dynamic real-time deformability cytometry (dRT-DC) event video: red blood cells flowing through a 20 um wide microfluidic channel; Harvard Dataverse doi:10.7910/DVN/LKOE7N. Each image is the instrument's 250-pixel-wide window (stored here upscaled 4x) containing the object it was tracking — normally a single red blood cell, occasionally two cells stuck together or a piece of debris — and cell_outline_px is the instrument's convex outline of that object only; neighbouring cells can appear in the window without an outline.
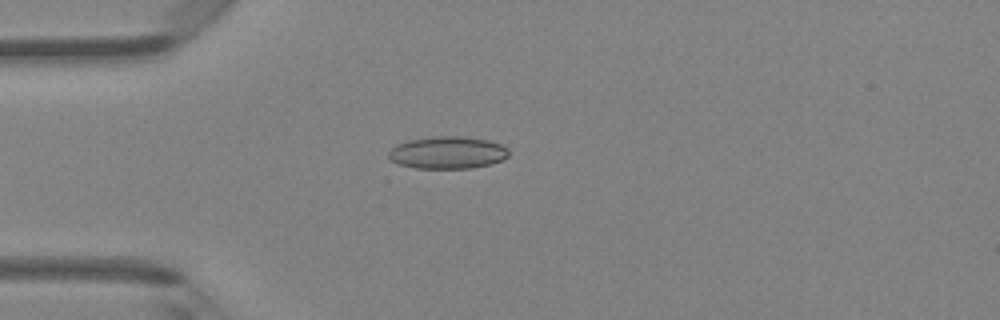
{"species": "Egyptian fruit bat (a non-hibernating species)", "species_latin": "Rousettus aegyptiacus", "temperature_condition": "room temperature", "stored_images_in_passage": 47, "camera_frame_rate_fps": 3000, "um_per_image_px": 0.085, "animal": {"sex": "female"}, "frame": {"image": 1, "passage_image": 13, "time_ms": 4.0, "image_size_px": [1000, 320], "cell_outline_px": [[508, 156], [492, 164], [472, 168], [416, 168], [400, 164], [392, 160], [388, 156], [388, 152], [396, 144], [408, 140], [436, 136], [460, 136], [488, 140], [504, 144], [508, 148]], "centroid_in_image_um": [38.07, 12.96], "position_along_channel_um": 46.9, "area_um2": 22.66}}
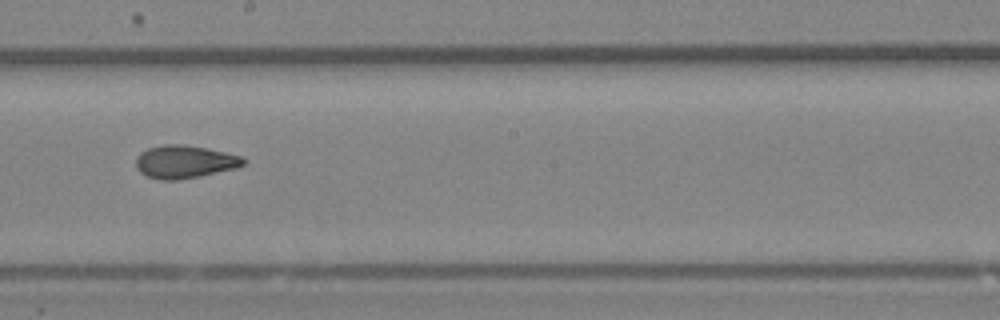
{"frame": {"image": 2, "passage_image": 27, "time_ms": 8.667, "image_size_px": [1000, 320], "cell_outline_px": [[248, 160], [244, 164], [236, 168], [200, 176], [180, 180], [160, 180], [148, 176], [140, 172], [136, 168], [136, 156], [140, 152], [148, 148], [164, 144], [180, 144], [204, 148], [224, 152], [240, 156]], "centroid_in_image_um": [15.67, 13.76], "position_along_channel_um": 232.5, "area_um2": 20.58}}
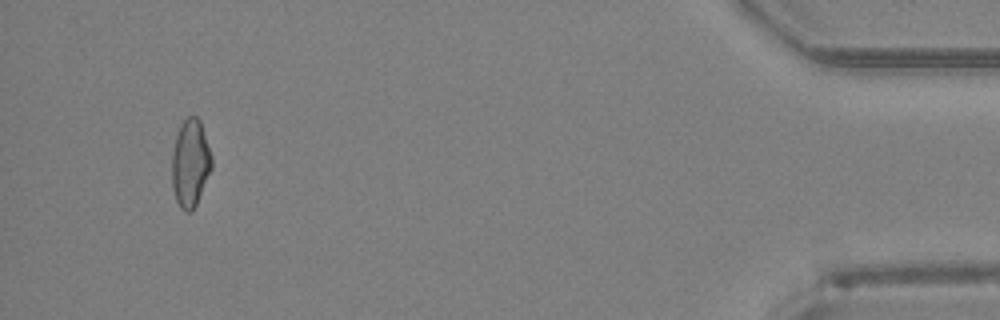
{"frame": {"image": 3, "passage_image": 45, "time_ms": 14.667, "image_size_px": [1000, 320], "cell_outline_px": [[212, 168], [196, 204], [192, 212], [184, 212], [180, 208], [176, 200], [172, 188], [172, 152], [176, 136], [180, 124], [188, 116], [196, 116], [200, 120], [212, 156]], "centroid_in_image_um": [16.17, 13.88], "position_along_channel_um": 419.0, "area_um2": 20.4}, "authors_computed_cell_mechanics": {"area_um2": 20.519, "velocity_mm_per_s": 4.3321, "shape_relaxation_time_tau1_ms": null, "shape_relaxation_time_tau2_ms": 2.1031, "deformation_change_tau1": null, "deformation_change_tau2": 0.0932}}